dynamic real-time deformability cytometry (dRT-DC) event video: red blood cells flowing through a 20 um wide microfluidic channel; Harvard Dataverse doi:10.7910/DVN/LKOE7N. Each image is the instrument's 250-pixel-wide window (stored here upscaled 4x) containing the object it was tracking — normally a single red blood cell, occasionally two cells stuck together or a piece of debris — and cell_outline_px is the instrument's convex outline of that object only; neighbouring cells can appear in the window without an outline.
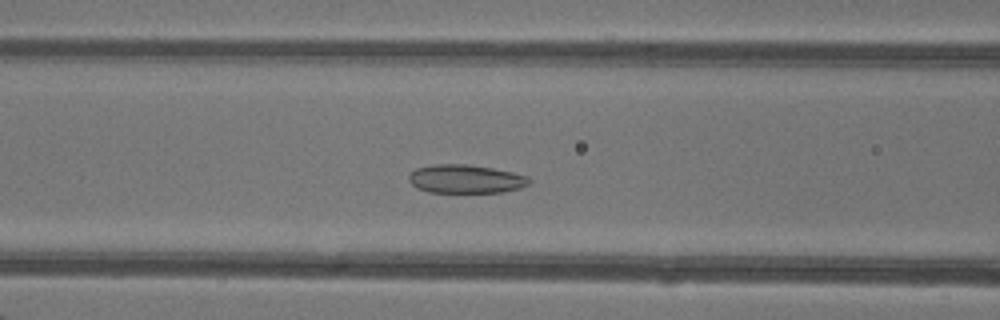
{"species": "common noctule bat (a hibernating species)", "species_latin": "Nyctalus noctula", "temperature_condition": "warm", "stored_images_in_passage": 38, "camera_frame_rate_fps": 3000, "um_per_image_px": 0.085, "animal": {"sex": "female"}, "frame": {"image": 1, "passage_image": 10, "time_ms": 3.0, "image_size_px": [1000, 320], "cell_outline_px": [[532, 180], [528, 184], [520, 188], [504, 192], [428, 192], [416, 188], [408, 180], [408, 176], [416, 168], [432, 164], [464, 164], [492, 168], [512, 172], [528, 176]], "centroid_in_image_um": [39.57, 15.21], "position_along_channel_um": 127.0, "area_um2": 20.06}}
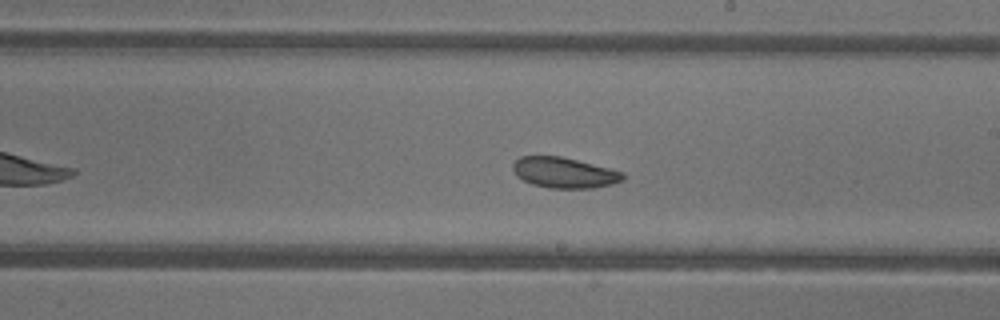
{"frame": {"image": 2, "passage_image": 18, "time_ms": 5.667, "image_size_px": [1000, 320], "cell_outline_px": [[624, 180], [612, 184], [592, 188], [548, 188], [532, 184], [516, 176], [512, 168], [512, 164], [520, 156], [560, 156], [624, 172]], "centroid_in_image_um": [47.94, 14.68], "position_along_channel_um": 241.1, "area_um2": 19.54}}
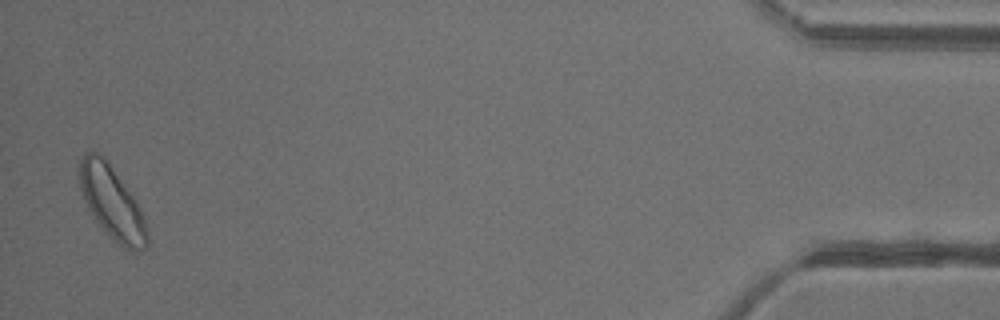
{"frame": {"image": 3, "passage_image": 37, "time_ms": 12.0, "image_size_px": [1000, 320], "cell_outline_px": [[148, 244], [140, 252], [124, 248], [108, 236], [96, 224], [80, 192], [76, 176], [80, 160], [84, 152], [96, 152], [104, 156], [108, 160], [132, 192], [144, 216], [148, 232]], "centroid_in_image_um": [9.48, 17.19], "position_along_channel_um": 425.7, "area_um2": 29.82}, "authors_computed_cell_mechanics": {"area_um2": 20.9236, "velocity_mm_per_s": 4.2819, "shape_relaxation_time_tau1_ms": null, "shape_relaxation_time_tau2_ms": 6.3441, "deformation_change_tau1": null, "deformation_change_tau2": 0.1127}}